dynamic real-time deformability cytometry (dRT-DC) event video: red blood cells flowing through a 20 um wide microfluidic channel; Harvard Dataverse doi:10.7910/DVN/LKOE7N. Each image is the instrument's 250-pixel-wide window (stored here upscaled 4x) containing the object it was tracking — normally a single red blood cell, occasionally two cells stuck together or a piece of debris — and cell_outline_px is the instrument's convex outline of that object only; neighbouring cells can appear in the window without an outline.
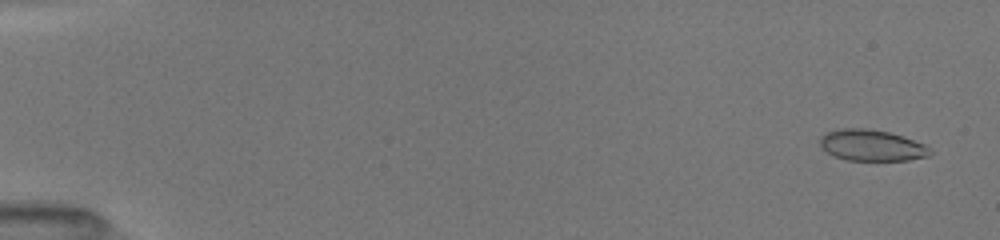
{"species": "common noctule bat (a hibernating species)", "species_latin": "Nyctalus noctula", "temperature_condition": "room temperature", "stored_images_in_passage": 52, "camera_frame_rate_fps": 3000, "um_per_image_px": 0.085, "animal": {"sex": "female", "body_mass_g": 19.5, "forearm_length_mm": 54.1}, "frame": {"image": 1, "passage_image": 3, "time_ms": 0.667, "image_size_px": [1000, 240], "cell_outline_px": [[932, 152], [928, 156], [908, 160], [848, 160], [836, 156], [828, 152], [820, 144], [820, 136], [828, 132], [844, 128], [864, 128], [888, 132], [924, 144]], "centroid_in_image_um": [74.09, 12.36], "position_along_channel_um": 10.9, "area_um2": 19.54}}
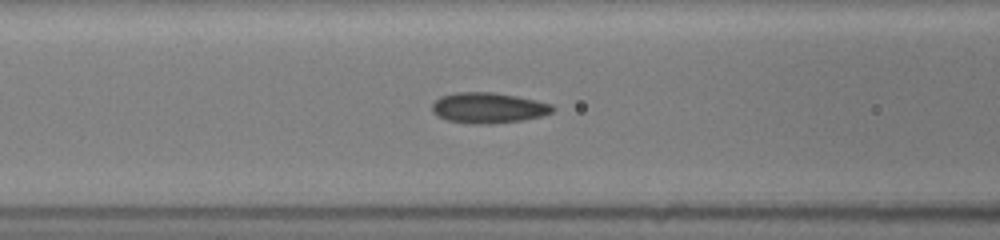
{"frame": {"image": 2, "passage_image": 23, "time_ms": 7.333, "image_size_px": [1000, 240], "cell_outline_px": [[556, 108], [552, 112], [540, 116], [520, 120], [492, 124], [468, 124], [448, 120], [436, 116], [432, 112], [432, 104], [440, 96], [456, 92], [492, 92], [516, 96], [536, 100], [552, 104]], "centroid_in_image_um": [41.48, 9.17], "position_along_channel_um": 125.1, "area_um2": 21.56}}
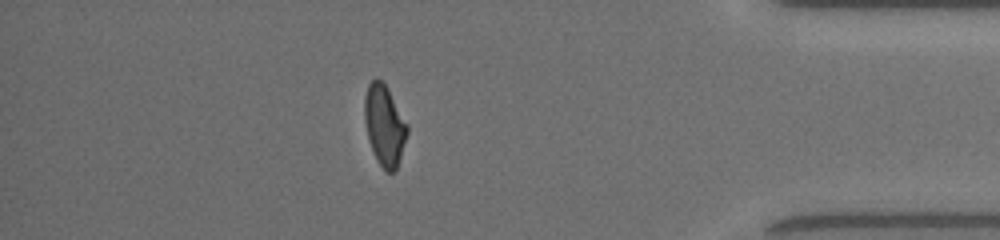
{"frame": {"image": 3, "passage_image": 46, "time_ms": 15.0, "image_size_px": [1000, 240], "cell_outline_px": [[408, 132], [396, 172], [388, 172], [376, 160], [368, 140], [364, 120], [364, 96], [368, 84], [376, 76], [384, 84], [408, 124]], "centroid_in_image_um": [32.66, 10.67], "position_along_channel_um": 402.5, "area_um2": 20.06}, "authors_computed_cell_mechanics": {"area_um2": 20.4034, "velocity_mm_per_s": 4.0446, "shape_relaxation_time_tau1_ms": 6.6035, "shape_relaxation_time_tau2_ms": 1.3758, "deformation_change_tau1": 0.174, "deformation_change_tau2": 0.0565}}